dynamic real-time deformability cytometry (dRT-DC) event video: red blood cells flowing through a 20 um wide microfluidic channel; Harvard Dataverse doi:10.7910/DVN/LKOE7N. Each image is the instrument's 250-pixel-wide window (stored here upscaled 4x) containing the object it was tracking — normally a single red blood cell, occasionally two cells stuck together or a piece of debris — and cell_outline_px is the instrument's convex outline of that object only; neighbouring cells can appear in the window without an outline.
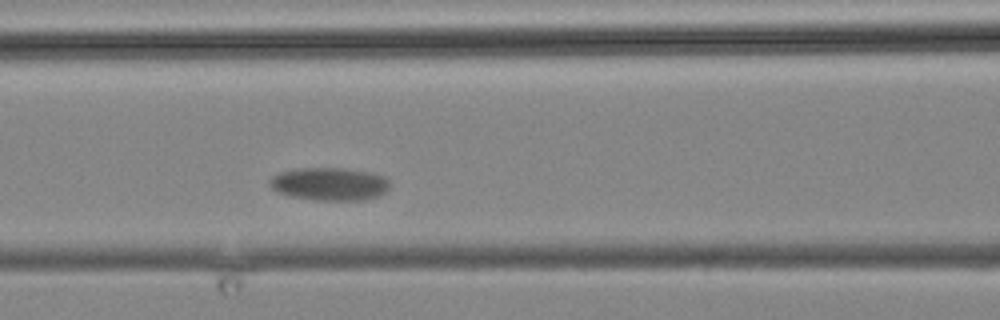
{"species": "common noctule bat (a hibernating species)", "species_latin": "Nyctalus noctula", "temperature_condition": "cold", "stored_images_in_passage": 4, "camera_frame_rate_fps": 3000, "um_per_image_px": 0.085, "animal": {"sex": "male", "body_mass_g": 19.2, "forearm_length_mm": 51.8}, "frame": {"image": 1, "passage_image": 4, "time_ms": 3.333, "image_size_px": [1000, 320], "cell_outline_px": [[388, 188], [384, 192], [376, 196], [364, 200], [312, 200], [288, 196], [276, 192], [268, 184], [268, 180], [272, 176], [280, 172], [300, 168], [344, 168], [372, 172], [384, 176], [388, 180]], "centroid_in_image_um": [27.96, 15.64], "position_along_channel_um": 138.6, "area_um2": 23.24}}